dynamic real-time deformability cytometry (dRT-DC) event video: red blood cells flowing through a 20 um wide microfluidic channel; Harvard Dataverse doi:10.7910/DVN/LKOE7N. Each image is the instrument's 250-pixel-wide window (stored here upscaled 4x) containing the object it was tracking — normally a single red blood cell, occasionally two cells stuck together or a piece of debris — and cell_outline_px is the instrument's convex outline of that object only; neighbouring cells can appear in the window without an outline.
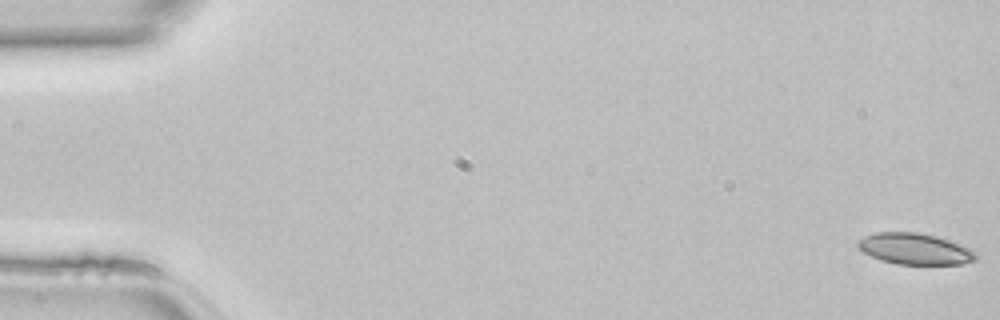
{"species": "common noctule bat (a hibernating species)", "species_latin": "Nyctalus noctula", "temperature_condition": "room temperature", "stored_images_in_passage": 47, "camera_frame_rate_fps": 3000, "um_per_image_px": 0.085, "animal": {"sex": "female", "body_mass_g": 22.7, "forearm_length_mm": 54.2}, "frame": {"image": 1, "passage_image": 1, "time_ms": 0.0, "image_size_px": [1000, 320], "cell_outline_px": [[976, 260], [964, 264], [896, 264], [880, 260], [864, 252], [856, 244], [856, 240], [864, 236], [876, 232], [920, 232], [936, 236], [948, 240], [968, 248], [976, 252]], "centroid_in_image_um": [77.74, 21.15], "position_along_channel_um": 7.3, "area_um2": 21.44}}
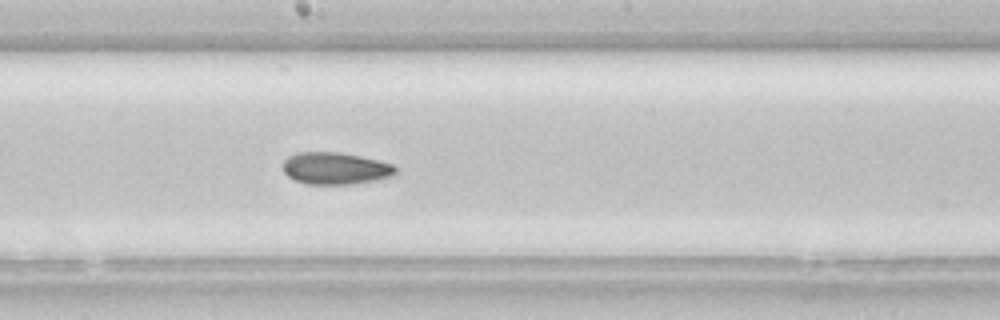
{"frame": {"image": 2, "passage_image": 26, "time_ms": 8.333, "image_size_px": [1000, 320], "cell_outline_px": [[396, 172], [392, 176], [352, 184], [304, 184], [288, 176], [284, 172], [284, 160], [288, 156], [296, 152], [340, 152], [360, 156], [392, 164], [396, 168]], "centroid_in_image_um": [28.47, 14.3], "position_along_channel_um": 219.7, "area_um2": 20.87}}
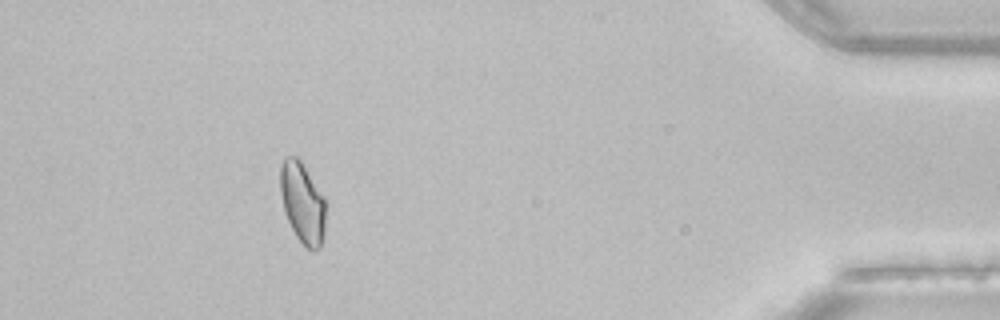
{"frame": {"image": 3, "passage_image": 43, "time_ms": 14.0, "image_size_px": [1000, 320], "cell_outline_px": [[324, 232], [320, 248], [316, 252], [312, 252], [296, 236], [284, 212], [280, 192], [280, 164], [284, 156], [296, 156], [300, 160], [324, 196]], "centroid_in_image_um": [25.69, 17.22], "position_along_channel_um": 409.5, "area_um2": 21.33}}